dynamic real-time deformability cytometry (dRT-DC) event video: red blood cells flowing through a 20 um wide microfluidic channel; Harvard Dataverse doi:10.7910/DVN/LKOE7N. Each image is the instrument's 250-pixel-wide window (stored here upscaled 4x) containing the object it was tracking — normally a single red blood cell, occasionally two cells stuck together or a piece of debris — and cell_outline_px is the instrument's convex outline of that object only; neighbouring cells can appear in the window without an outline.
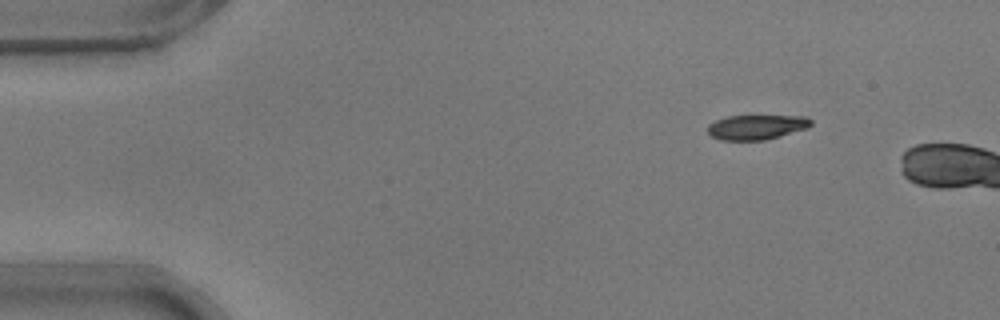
{"species": "common noctule bat (a hibernating species)", "species_latin": "Nyctalus noctula", "temperature_condition": "warm", "stored_images_in_passage": 5, "camera_frame_rate_fps": 3000, "um_per_image_px": 0.085, "animal": {"sex": "male", "body_mass_g": 17.9}, "frame": {"image": 1, "passage_image": 1, "time_ms": 0.0, "image_size_px": [1000, 320], "cell_outline_px": [[812, 124], [808, 128], [764, 140], [720, 140], [712, 136], [708, 132], [708, 124], [716, 120], [728, 116], [804, 116], [812, 120]], "centroid_in_image_um": [64.3, 10.8], "position_along_channel_um": 20.7, "area_um2": 14.8}}